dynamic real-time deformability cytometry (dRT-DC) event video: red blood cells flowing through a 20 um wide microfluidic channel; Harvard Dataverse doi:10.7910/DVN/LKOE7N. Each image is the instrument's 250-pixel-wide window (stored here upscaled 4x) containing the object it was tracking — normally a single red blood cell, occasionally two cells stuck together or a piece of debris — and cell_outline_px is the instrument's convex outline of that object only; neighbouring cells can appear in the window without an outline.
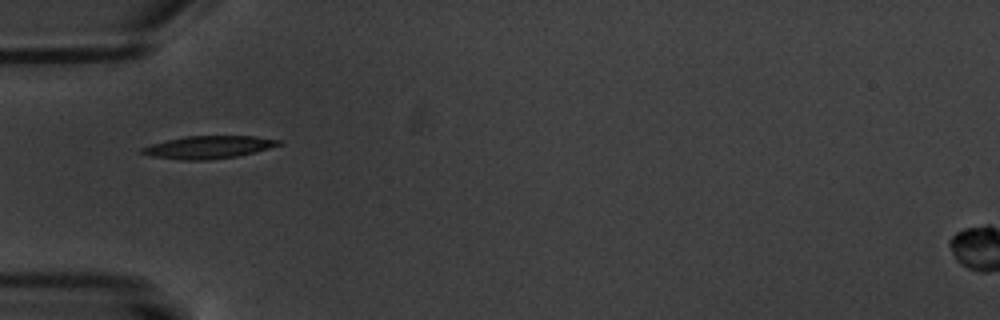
{"species": "common noctule bat (a hibernating species)", "species_latin": "Nyctalus noctula", "temperature_condition": "warm", "stored_images_in_passage": 1, "camera_frame_rate_fps": 3000, "um_per_image_px": 0.085, "animal": {"sex": "male", "body_mass_g": 20.1, "forearm_length_mm": 53.5}, "frame": {"image": 1, "passage_image": 1, "time_ms": 0.0, "image_size_px": [1000, 320], "cell_outline_px": [[284, 144], [236, 156], [208, 160], [180, 160], [152, 156], [140, 152], [140, 148], [152, 144], [184, 136], [256, 136], [280, 140]], "centroid_in_image_um": [17.72, 12.51], "position_along_channel_um": 67.3, "area_um2": 17.86}}